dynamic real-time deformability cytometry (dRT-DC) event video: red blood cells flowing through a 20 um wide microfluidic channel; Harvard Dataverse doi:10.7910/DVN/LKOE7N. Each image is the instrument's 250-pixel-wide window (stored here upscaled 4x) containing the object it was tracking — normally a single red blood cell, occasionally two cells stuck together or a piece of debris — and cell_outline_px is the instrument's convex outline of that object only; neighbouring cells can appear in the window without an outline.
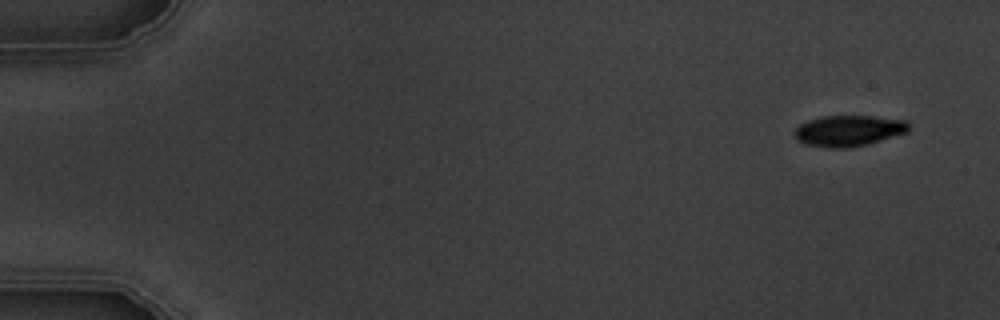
{"species": "common noctule bat (a hibernating species)", "species_latin": "Nyctalus noctula", "temperature_condition": "warm", "stored_images_in_passage": 5, "camera_frame_rate_fps": 3000, "um_per_image_px": 0.085, "animal": {"sex": "male", "body_mass_g": 19.5, "forearm_length_mm": 54.6}, "frame": {"image": 1, "passage_image": 1, "time_ms": 0.0, "image_size_px": [1000, 320], "cell_outline_px": [[908, 132], [868, 144], [844, 148], [828, 148], [804, 144], [792, 132], [800, 124], [808, 120], [824, 116], [872, 116], [908, 120]], "centroid_in_image_um": [72.14, 11.11], "position_along_channel_um": 12.9, "area_um2": 20.58}}
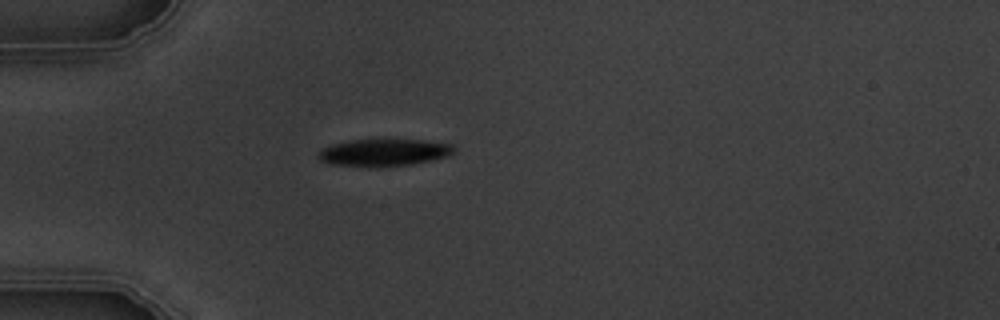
{"frame": {"image": 2, "passage_image": 5, "time_ms": 4.333, "image_size_px": [1000, 320], "cell_outline_px": [[456, 148], [452, 152], [444, 156], [432, 160], [412, 164], [328, 164], [320, 160], [316, 156], [316, 152], [320, 148], [332, 144], [352, 140], [424, 140], [452, 144]], "centroid_in_image_um": [32.59, 12.92], "position_along_channel_um": 52.4, "area_um2": 20.52}}